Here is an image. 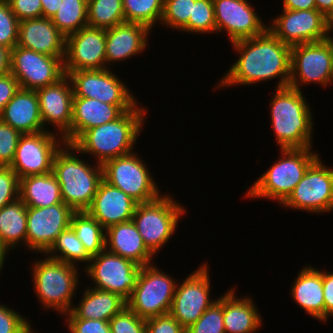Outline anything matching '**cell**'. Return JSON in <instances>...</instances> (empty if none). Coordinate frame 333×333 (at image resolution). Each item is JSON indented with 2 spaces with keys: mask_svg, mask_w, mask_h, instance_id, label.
Instances as JSON below:
<instances>
[{
  "mask_svg": "<svg viewBox=\"0 0 333 333\" xmlns=\"http://www.w3.org/2000/svg\"><path fill=\"white\" fill-rule=\"evenodd\" d=\"M240 53L238 60L217 87L256 82L280 77L276 89L288 87L290 82L291 46L281 42L269 29L263 34L231 43Z\"/></svg>",
  "mask_w": 333,
  "mask_h": 333,
  "instance_id": "1",
  "label": "cell"
},
{
  "mask_svg": "<svg viewBox=\"0 0 333 333\" xmlns=\"http://www.w3.org/2000/svg\"><path fill=\"white\" fill-rule=\"evenodd\" d=\"M146 111L137 105L114 121L86 130L73 143L74 153L92 154L101 165L110 159L132 153Z\"/></svg>",
  "mask_w": 333,
  "mask_h": 333,
  "instance_id": "2",
  "label": "cell"
},
{
  "mask_svg": "<svg viewBox=\"0 0 333 333\" xmlns=\"http://www.w3.org/2000/svg\"><path fill=\"white\" fill-rule=\"evenodd\" d=\"M64 146L54 156L52 173L60 185L63 202L74 211H86L103 180L102 165L91 166L74 155L73 144Z\"/></svg>",
  "mask_w": 333,
  "mask_h": 333,
  "instance_id": "3",
  "label": "cell"
},
{
  "mask_svg": "<svg viewBox=\"0 0 333 333\" xmlns=\"http://www.w3.org/2000/svg\"><path fill=\"white\" fill-rule=\"evenodd\" d=\"M302 94L290 87L279 88L270 102L271 122L280 149L312 145V112Z\"/></svg>",
  "mask_w": 333,
  "mask_h": 333,
  "instance_id": "4",
  "label": "cell"
},
{
  "mask_svg": "<svg viewBox=\"0 0 333 333\" xmlns=\"http://www.w3.org/2000/svg\"><path fill=\"white\" fill-rule=\"evenodd\" d=\"M310 148L281 149V157L248 190L246 196L278 200L282 204L319 158Z\"/></svg>",
  "mask_w": 333,
  "mask_h": 333,
  "instance_id": "5",
  "label": "cell"
},
{
  "mask_svg": "<svg viewBox=\"0 0 333 333\" xmlns=\"http://www.w3.org/2000/svg\"><path fill=\"white\" fill-rule=\"evenodd\" d=\"M33 266L34 290L42 305L64 315L70 312L79 283L76 266L49 257L34 262Z\"/></svg>",
  "mask_w": 333,
  "mask_h": 333,
  "instance_id": "6",
  "label": "cell"
},
{
  "mask_svg": "<svg viewBox=\"0 0 333 333\" xmlns=\"http://www.w3.org/2000/svg\"><path fill=\"white\" fill-rule=\"evenodd\" d=\"M186 211L170 195L136 205L132 221L137 227L144 244L153 253L158 251L173 236L177 223Z\"/></svg>",
  "mask_w": 333,
  "mask_h": 333,
  "instance_id": "7",
  "label": "cell"
},
{
  "mask_svg": "<svg viewBox=\"0 0 333 333\" xmlns=\"http://www.w3.org/2000/svg\"><path fill=\"white\" fill-rule=\"evenodd\" d=\"M152 264L142 266L127 306L140 318L149 319L169 313L176 281Z\"/></svg>",
  "mask_w": 333,
  "mask_h": 333,
  "instance_id": "8",
  "label": "cell"
},
{
  "mask_svg": "<svg viewBox=\"0 0 333 333\" xmlns=\"http://www.w3.org/2000/svg\"><path fill=\"white\" fill-rule=\"evenodd\" d=\"M102 168L103 179L137 203H147L161 196L150 170L134 152L110 159Z\"/></svg>",
  "mask_w": 333,
  "mask_h": 333,
  "instance_id": "9",
  "label": "cell"
},
{
  "mask_svg": "<svg viewBox=\"0 0 333 333\" xmlns=\"http://www.w3.org/2000/svg\"><path fill=\"white\" fill-rule=\"evenodd\" d=\"M142 266L123 258L107 248L91 257L85 271L96 286L93 288L119 294L126 301L131 297Z\"/></svg>",
  "mask_w": 333,
  "mask_h": 333,
  "instance_id": "10",
  "label": "cell"
},
{
  "mask_svg": "<svg viewBox=\"0 0 333 333\" xmlns=\"http://www.w3.org/2000/svg\"><path fill=\"white\" fill-rule=\"evenodd\" d=\"M64 58L16 45L11 50L10 73L17 79L21 89L37 90L56 83L65 75Z\"/></svg>",
  "mask_w": 333,
  "mask_h": 333,
  "instance_id": "11",
  "label": "cell"
},
{
  "mask_svg": "<svg viewBox=\"0 0 333 333\" xmlns=\"http://www.w3.org/2000/svg\"><path fill=\"white\" fill-rule=\"evenodd\" d=\"M282 206L312 213L333 210V169L318 158L306 171Z\"/></svg>",
  "mask_w": 333,
  "mask_h": 333,
  "instance_id": "12",
  "label": "cell"
},
{
  "mask_svg": "<svg viewBox=\"0 0 333 333\" xmlns=\"http://www.w3.org/2000/svg\"><path fill=\"white\" fill-rule=\"evenodd\" d=\"M299 81V82H298ZM331 82V37L319 42L291 47L290 82L288 87L300 90V84Z\"/></svg>",
  "mask_w": 333,
  "mask_h": 333,
  "instance_id": "13",
  "label": "cell"
},
{
  "mask_svg": "<svg viewBox=\"0 0 333 333\" xmlns=\"http://www.w3.org/2000/svg\"><path fill=\"white\" fill-rule=\"evenodd\" d=\"M268 29L284 44L319 42L329 38L330 20L317 9L287 10L272 20Z\"/></svg>",
  "mask_w": 333,
  "mask_h": 333,
  "instance_id": "14",
  "label": "cell"
},
{
  "mask_svg": "<svg viewBox=\"0 0 333 333\" xmlns=\"http://www.w3.org/2000/svg\"><path fill=\"white\" fill-rule=\"evenodd\" d=\"M51 131H41L33 134H22L19 138L13 162L9 166L19 179L52 172L53 159L61 148ZM58 140V141H57Z\"/></svg>",
  "mask_w": 333,
  "mask_h": 333,
  "instance_id": "15",
  "label": "cell"
},
{
  "mask_svg": "<svg viewBox=\"0 0 333 333\" xmlns=\"http://www.w3.org/2000/svg\"><path fill=\"white\" fill-rule=\"evenodd\" d=\"M67 76L74 97L93 98L111 105H137L133 94L110 69L76 70Z\"/></svg>",
  "mask_w": 333,
  "mask_h": 333,
  "instance_id": "16",
  "label": "cell"
},
{
  "mask_svg": "<svg viewBox=\"0 0 333 333\" xmlns=\"http://www.w3.org/2000/svg\"><path fill=\"white\" fill-rule=\"evenodd\" d=\"M205 263L176 285L169 313L185 328L196 322L217 300H210V276ZM179 286V287H178Z\"/></svg>",
  "mask_w": 333,
  "mask_h": 333,
  "instance_id": "17",
  "label": "cell"
},
{
  "mask_svg": "<svg viewBox=\"0 0 333 333\" xmlns=\"http://www.w3.org/2000/svg\"><path fill=\"white\" fill-rule=\"evenodd\" d=\"M74 212L64 202L48 207H27L26 247L45 254L57 236L70 227Z\"/></svg>",
  "mask_w": 333,
  "mask_h": 333,
  "instance_id": "18",
  "label": "cell"
},
{
  "mask_svg": "<svg viewBox=\"0 0 333 333\" xmlns=\"http://www.w3.org/2000/svg\"><path fill=\"white\" fill-rule=\"evenodd\" d=\"M106 30L85 26L66 37L64 72L106 68Z\"/></svg>",
  "mask_w": 333,
  "mask_h": 333,
  "instance_id": "19",
  "label": "cell"
},
{
  "mask_svg": "<svg viewBox=\"0 0 333 333\" xmlns=\"http://www.w3.org/2000/svg\"><path fill=\"white\" fill-rule=\"evenodd\" d=\"M216 32L226 30L231 42L263 34L268 27L247 0H213Z\"/></svg>",
  "mask_w": 333,
  "mask_h": 333,
  "instance_id": "20",
  "label": "cell"
},
{
  "mask_svg": "<svg viewBox=\"0 0 333 333\" xmlns=\"http://www.w3.org/2000/svg\"><path fill=\"white\" fill-rule=\"evenodd\" d=\"M70 82V83H69ZM70 84V85H68ZM36 91L43 126L52 123L60 130V139L71 144V122L73 107V88L70 78L65 74L56 83Z\"/></svg>",
  "mask_w": 333,
  "mask_h": 333,
  "instance_id": "21",
  "label": "cell"
},
{
  "mask_svg": "<svg viewBox=\"0 0 333 333\" xmlns=\"http://www.w3.org/2000/svg\"><path fill=\"white\" fill-rule=\"evenodd\" d=\"M138 203L119 188L110 185L104 179L86 210L105 229L132 220Z\"/></svg>",
  "mask_w": 333,
  "mask_h": 333,
  "instance_id": "22",
  "label": "cell"
},
{
  "mask_svg": "<svg viewBox=\"0 0 333 333\" xmlns=\"http://www.w3.org/2000/svg\"><path fill=\"white\" fill-rule=\"evenodd\" d=\"M66 38L51 18H33L19 22L17 46L52 57H65Z\"/></svg>",
  "mask_w": 333,
  "mask_h": 333,
  "instance_id": "23",
  "label": "cell"
},
{
  "mask_svg": "<svg viewBox=\"0 0 333 333\" xmlns=\"http://www.w3.org/2000/svg\"><path fill=\"white\" fill-rule=\"evenodd\" d=\"M137 105H111L93 98L73 97L71 144L86 130L119 118Z\"/></svg>",
  "mask_w": 333,
  "mask_h": 333,
  "instance_id": "24",
  "label": "cell"
},
{
  "mask_svg": "<svg viewBox=\"0 0 333 333\" xmlns=\"http://www.w3.org/2000/svg\"><path fill=\"white\" fill-rule=\"evenodd\" d=\"M150 31L147 26L132 22H123L106 30V68L110 62L126 60L141 53L148 44Z\"/></svg>",
  "mask_w": 333,
  "mask_h": 333,
  "instance_id": "25",
  "label": "cell"
},
{
  "mask_svg": "<svg viewBox=\"0 0 333 333\" xmlns=\"http://www.w3.org/2000/svg\"><path fill=\"white\" fill-rule=\"evenodd\" d=\"M0 120L21 134L45 131L35 90L20 88L4 107Z\"/></svg>",
  "mask_w": 333,
  "mask_h": 333,
  "instance_id": "26",
  "label": "cell"
},
{
  "mask_svg": "<svg viewBox=\"0 0 333 333\" xmlns=\"http://www.w3.org/2000/svg\"><path fill=\"white\" fill-rule=\"evenodd\" d=\"M105 232L107 234L105 235L107 251L132 260L140 266L151 264L154 254L144 244L132 220L112 225Z\"/></svg>",
  "mask_w": 333,
  "mask_h": 333,
  "instance_id": "27",
  "label": "cell"
},
{
  "mask_svg": "<svg viewBox=\"0 0 333 333\" xmlns=\"http://www.w3.org/2000/svg\"><path fill=\"white\" fill-rule=\"evenodd\" d=\"M291 289L293 300L313 318L325 321L322 271L306 266Z\"/></svg>",
  "mask_w": 333,
  "mask_h": 333,
  "instance_id": "28",
  "label": "cell"
},
{
  "mask_svg": "<svg viewBox=\"0 0 333 333\" xmlns=\"http://www.w3.org/2000/svg\"><path fill=\"white\" fill-rule=\"evenodd\" d=\"M126 306V300L119 294L91 288L90 286L83 293L80 304L72 307V310L66 313V316L68 318L109 321Z\"/></svg>",
  "mask_w": 333,
  "mask_h": 333,
  "instance_id": "29",
  "label": "cell"
},
{
  "mask_svg": "<svg viewBox=\"0 0 333 333\" xmlns=\"http://www.w3.org/2000/svg\"><path fill=\"white\" fill-rule=\"evenodd\" d=\"M235 289L223 295V319L226 333H255L262 319L250 298H236Z\"/></svg>",
  "mask_w": 333,
  "mask_h": 333,
  "instance_id": "30",
  "label": "cell"
},
{
  "mask_svg": "<svg viewBox=\"0 0 333 333\" xmlns=\"http://www.w3.org/2000/svg\"><path fill=\"white\" fill-rule=\"evenodd\" d=\"M19 198L27 207H48L63 202L60 185L52 172L21 178Z\"/></svg>",
  "mask_w": 333,
  "mask_h": 333,
  "instance_id": "31",
  "label": "cell"
},
{
  "mask_svg": "<svg viewBox=\"0 0 333 333\" xmlns=\"http://www.w3.org/2000/svg\"><path fill=\"white\" fill-rule=\"evenodd\" d=\"M27 206L20 198L0 209V241L15 249L20 241L26 244Z\"/></svg>",
  "mask_w": 333,
  "mask_h": 333,
  "instance_id": "32",
  "label": "cell"
},
{
  "mask_svg": "<svg viewBox=\"0 0 333 333\" xmlns=\"http://www.w3.org/2000/svg\"><path fill=\"white\" fill-rule=\"evenodd\" d=\"M70 227L75 231L90 257L96 256L106 249V232H104L106 229L87 211H75Z\"/></svg>",
  "mask_w": 333,
  "mask_h": 333,
  "instance_id": "33",
  "label": "cell"
},
{
  "mask_svg": "<svg viewBox=\"0 0 333 333\" xmlns=\"http://www.w3.org/2000/svg\"><path fill=\"white\" fill-rule=\"evenodd\" d=\"M87 10L88 0H62L51 21L66 38L88 25Z\"/></svg>",
  "mask_w": 333,
  "mask_h": 333,
  "instance_id": "34",
  "label": "cell"
},
{
  "mask_svg": "<svg viewBox=\"0 0 333 333\" xmlns=\"http://www.w3.org/2000/svg\"><path fill=\"white\" fill-rule=\"evenodd\" d=\"M47 254H49V256ZM45 255L51 259L62 261L64 263L75 266H77L76 263L79 261L88 262L89 264L91 260V257L84 249L83 243L76 236L75 231L71 227L62 231L57 236L55 242L45 253Z\"/></svg>",
  "mask_w": 333,
  "mask_h": 333,
  "instance_id": "35",
  "label": "cell"
},
{
  "mask_svg": "<svg viewBox=\"0 0 333 333\" xmlns=\"http://www.w3.org/2000/svg\"><path fill=\"white\" fill-rule=\"evenodd\" d=\"M88 26L108 30L125 22L122 0H88Z\"/></svg>",
  "mask_w": 333,
  "mask_h": 333,
  "instance_id": "36",
  "label": "cell"
},
{
  "mask_svg": "<svg viewBox=\"0 0 333 333\" xmlns=\"http://www.w3.org/2000/svg\"><path fill=\"white\" fill-rule=\"evenodd\" d=\"M125 22L139 23L150 30L159 20L161 22L164 0H122Z\"/></svg>",
  "mask_w": 333,
  "mask_h": 333,
  "instance_id": "37",
  "label": "cell"
},
{
  "mask_svg": "<svg viewBox=\"0 0 333 333\" xmlns=\"http://www.w3.org/2000/svg\"><path fill=\"white\" fill-rule=\"evenodd\" d=\"M195 0H164L161 22L166 26L188 32V21Z\"/></svg>",
  "mask_w": 333,
  "mask_h": 333,
  "instance_id": "38",
  "label": "cell"
},
{
  "mask_svg": "<svg viewBox=\"0 0 333 333\" xmlns=\"http://www.w3.org/2000/svg\"><path fill=\"white\" fill-rule=\"evenodd\" d=\"M189 33H216L213 0H195L188 21Z\"/></svg>",
  "mask_w": 333,
  "mask_h": 333,
  "instance_id": "39",
  "label": "cell"
},
{
  "mask_svg": "<svg viewBox=\"0 0 333 333\" xmlns=\"http://www.w3.org/2000/svg\"><path fill=\"white\" fill-rule=\"evenodd\" d=\"M186 333H226L223 319V296L186 329Z\"/></svg>",
  "mask_w": 333,
  "mask_h": 333,
  "instance_id": "40",
  "label": "cell"
},
{
  "mask_svg": "<svg viewBox=\"0 0 333 333\" xmlns=\"http://www.w3.org/2000/svg\"><path fill=\"white\" fill-rule=\"evenodd\" d=\"M19 20L6 0H0V44L11 50L17 45Z\"/></svg>",
  "mask_w": 333,
  "mask_h": 333,
  "instance_id": "41",
  "label": "cell"
},
{
  "mask_svg": "<svg viewBox=\"0 0 333 333\" xmlns=\"http://www.w3.org/2000/svg\"><path fill=\"white\" fill-rule=\"evenodd\" d=\"M111 333H146V320L128 306L109 320Z\"/></svg>",
  "mask_w": 333,
  "mask_h": 333,
  "instance_id": "42",
  "label": "cell"
},
{
  "mask_svg": "<svg viewBox=\"0 0 333 333\" xmlns=\"http://www.w3.org/2000/svg\"><path fill=\"white\" fill-rule=\"evenodd\" d=\"M22 134L0 120V165L10 166L13 162L19 138Z\"/></svg>",
  "mask_w": 333,
  "mask_h": 333,
  "instance_id": "43",
  "label": "cell"
},
{
  "mask_svg": "<svg viewBox=\"0 0 333 333\" xmlns=\"http://www.w3.org/2000/svg\"><path fill=\"white\" fill-rule=\"evenodd\" d=\"M20 179L9 166H0V209L19 198Z\"/></svg>",
  "mask_w": 333,
  "mask_h": 333,
  "instance_id": "44",
  "label": "cell"
},
{
  "mask_svg": "<svg viewBox=\"0 0 333 333\" xmlns=\"http://www.w3.org/2000/svg\"><path fill=\"white\" fill-rule=\"evenodd\" d=\"M30 328L25 317L0 304V333H28Z\"/></svg>",
  "mask_w": 333,
  "mask_h": 333,
  "instance_id": "45",
  "label": "cell"
},
{
  "mask_svg": "<svg viewBox=\"0 0 333 333\" xmlns=\"http://www.w3.org/2000/svg\"><path fill=\"white\" fill-rule=\"evenodd\" d=\"M146 333H186V329L167 313L146 319Z\"/></svg>",
  "mask_w": 333,
  "mask_h": 333,
  "instance_id": "46",
  "label": "cell"
},
{
  "mask_svg": "<svg viewBox=\"0 0 333 333\" xmlns=\"http://www.w3.org/2000/svg\"><path fill=\"white\" fill-rule=\"evenodd\" d=\"M19 21L43 17L41 0H6Z\"/></svg>",
  "mask_w": 333,
  "mask_h": 333,
  "instance_id": "47",
  "label": "cell"
},
{
  "mask_svg": "<svg viewBox=\"0 0 333 333\" xmlns=\"http://www.w3.org/2000/svg\"><path fill=\"white\" fill-rule=\"evenodd\" d=\"M68 328L71 333H111L109 321L68 318Z\"/></svg>",
  "mask_w": 333,
  "mask_h": 333,
  "instance_id": "48",
  "label": "cell"
},
{
  "mask_svg": "<svg viewBox=\"0 0 333 333\" xmlns=\"http://www.w3.org/2000/svg\"><path fill=\"white\" fill-rule=\"evenodd\" d=\"M19 89V82L11 73L0 77V114Z\"/></svg>",
  "mask_w": 333,
  "mask_h": 333,
  "instance_id": "49",
  "label": "cell"
},
{
  "mask_svg": "<svg viewBox=\"0 0 333 333\" xmlns=\"http://www.w3.org/2000/svg\"><path fill=\"white\" fill-rule=\"evenodd\" d=\"M323 296L325 303V321L329 316H333V272H323Z\"/></svg>",
  "mask_w": 333,
  "mask_h": 333,
  "instance_id": "50",
  "label": "cell"
},
{
  "mask_svg": "<svg viewBox=\"0 0 333 333\" xmlns=\"http://www.w3.org/2000/svg\"><path fill=\"white\" fill-rule=\"evenodd\" d=\"M283 9L310 10L316 9L315 0H283Z\"/></svg>",
  "mask_w": 333,
  "mask_h": 333,
  "instance_id": "51",
  "label": "cell"
},
{
  "mask_svg": "<svg viewBox=\"0 0 333 333\" xmlns=\"http://www.w3.org/2000/svg\"><path fill=\"white\" fill-rule=\"evenodd\" d=\"M11 49L0 44V77L10 73Z\"/></svg>",
  "mask_w": 333,
  "mask_h": 333,
  "instance_id": "52",
  "label": "cell"
},
{
  "mask_svg": "<svg viewBox=\"0 0 333 333\" xmlns=\"http://www.w3.org/2000/svg\"><path fill=\"white\" fill-rule=\"evenodd\" d=\"M62 0H41L43 17L51 18L59 9Z\"/></svg>",
  "mask_w": 333,
  "mask_h": 333,
  "instance_id": "53",
  "label": "cell"
},
{
  "mask_svg": "<svg viewBox=\"0 0 333 333\" xmlns=\"http://www.w3.org/2000/svg\"><path fill=\"white\" fill-rule=\"evenodd\" d=\"M316 9L321 12L327 19L333 17V0H315Z\"/></svg>",
  "mask_w": 333,
  "mask_h": 333,
  "instance_id": "54",
  "label": "cell"
},
{
  "mask_svg": "<svg viewBox=\"0 0 333 333\" xmlns=\"http://www.w3.org/2000/svg\"><path fill=\"white\" fill-rule=\"evenodd\" d=\"M7 252H9V250L3 245V243L0 241V271L3 268V263L6 257Z\"/></svg>",
  "mask_w": 333,
  "mask_h": 333,
  "instance_id": "55",
  "label": "cell"
},
{
  "mask_svg": "<svg viewBox=\"0 0 333 333\" xmlns=\"http://www.w3.org/2000/svg\"><path fill=\"white\" fill-rule=\"evenodd\" d=\"M331 81H333V37H331Z\"/></svg>",
  "mask_w": 333,
  "mask_h": 333,
  "instance_id": "56",
  "label": "cell"
},
{
  "mask_svg": "<svg viewBox=\"0 0 333 333\" xmlns=\"http://www.w3.org/2000/svg\"><path fill=\"white\" fill-rule=\"evenodd\" d=\"M333 29V17L330 19V31Z\"/></svg>",
  "mask_w": 333,
  "mask_h": 333,
  "instance_id": "57",
  "label": "cell"
},
{
  "mask_svg": "<svg viewBox=\"0 0 333 333\" xmlns=\"http://www.w3.org/2000/svg\"><path fill=\"white\" fill-rule=\"evenodd\" d=\"M31 329H32V328L29 329L28 333H32V332H33Z\"/></svg>",
  "mask_w": 333,
  "mask_h": 333,
  "instance_id": "58",
  "label": "cell"
}]
</instances>
